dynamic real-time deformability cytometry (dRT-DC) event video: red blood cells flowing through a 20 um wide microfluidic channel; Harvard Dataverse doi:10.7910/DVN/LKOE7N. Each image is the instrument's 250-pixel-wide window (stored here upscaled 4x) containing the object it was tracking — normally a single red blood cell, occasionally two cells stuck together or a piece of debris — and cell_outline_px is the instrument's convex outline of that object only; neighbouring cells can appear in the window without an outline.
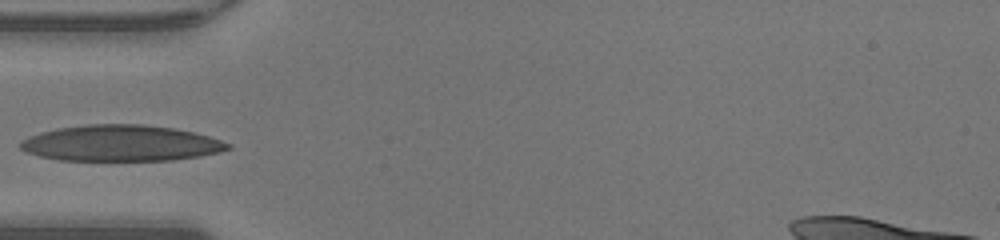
{"species": "human", "species_latin": "Homo sapiens", "temperature_condition": "warm", "stored_images_in_passage": 24, "camera_frame_rate_fps": 3000, "um_per_image_px": 0.085, "donor": {"sex": "male"}, "frame": {"image": 1, "passage_image": 1, "time_ms": 0.0, "image_size_px": [1000, 240], "cell_outline_px": [[232, 148], [220, 152], [200, 156], [172, 160], [60, 160], [40, 156], [28, 152], [20, 148], [20, 140], [28, 136], [40, 132], [56, 128], [84, 124], [144, 124], [172, 128], [192, 132], [208, 136], [232, 144]], "centroid_in_image_um": [10.26, 12.16], "position_along_channel_um": 74.7, "area_um2": 43.64}}
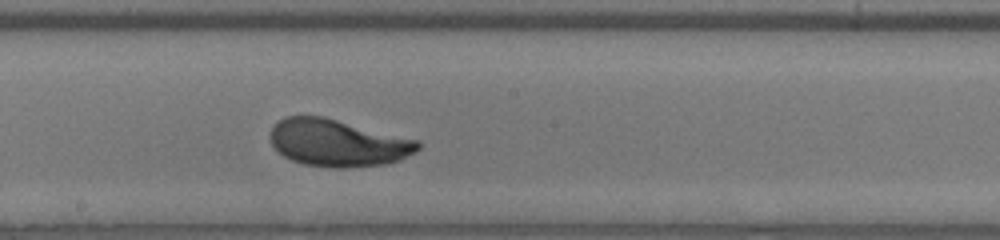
{"frame": {"image": 2, "passage_image": 11, "time_ms": 3.333, "image_size_px": [1000, 240], "cell_outline_px": [[420, 148], [416, 152], [400, 160], [388, 164], [348, 168], [328, 168], [304, 164], [292, 160], [284, 156], [272, 144], [272, 128], [284, 116], [324, 116], [420, 140]], "centroid_in_image_um": [28.78, 12.15], "position_along_channel_um": 219.4, "area_um2": 40.75}}
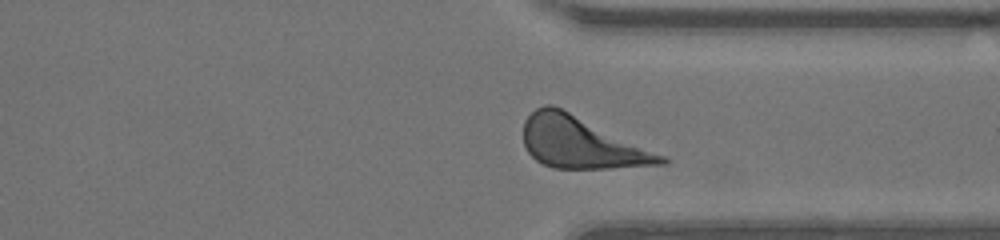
{"frame": {"image": 3, "passage_image": 21, "time_ms": 6.667, "image_size_px": [1000, 240], "cell_outline_px": [[668, 164], [608, 168], [552, 168], [536, 160], [528, 152], [524, 144], [524, 120], [536, 108], [544, 104], [552, 104], [664, 156], [668, 160]], "centroid_in_image_um": [49.35, 12.13], "position_along_channel_um": 362.1, "area_um2": 40.4}}